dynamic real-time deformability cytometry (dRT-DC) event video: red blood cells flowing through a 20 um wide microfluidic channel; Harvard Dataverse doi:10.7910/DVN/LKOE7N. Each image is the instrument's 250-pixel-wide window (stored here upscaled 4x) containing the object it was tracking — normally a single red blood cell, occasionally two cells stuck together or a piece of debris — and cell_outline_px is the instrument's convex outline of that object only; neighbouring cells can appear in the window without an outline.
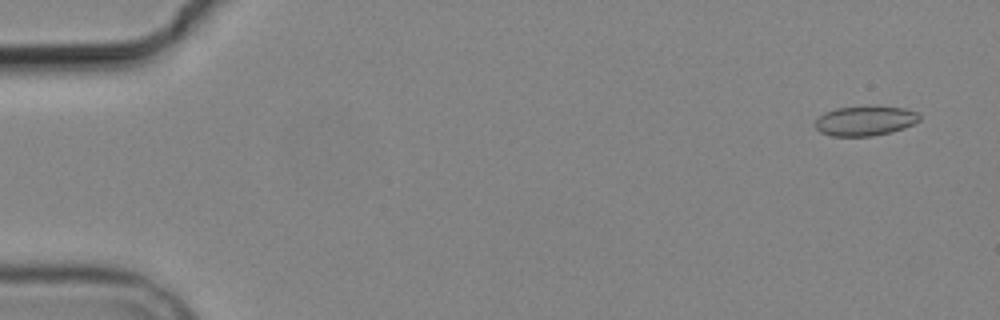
{"species": "common noctule bat (a hibernating species)", "species_latin": "Nyctalus noctula", "temperature_condition": "cold", "stored_images_in_passage": 7, "camera_frame_rate_fps": 3000, "um_per_image_px": 0.085, "animal": {"sex": "male", "body_mass_g": 19.2, "forearm_length_mm": 51.8}, "frame": {"image": 1, "passage_image": 1, "time_ms": 0.0, "image_size_px": [1000, 320], "cell_outline_px": [[920, 120], [904, 128], [892, 132], [872, 136], [832, 136], [820, 132], [816, 128], [816, 120], [824, 112], [836, 108], [868, 104], [872, 104], [904, 108], [916, 112], [920, 116]], "centroid_in_image_um": [73.54, 10.23], "position_along_channel_um": 11.5, "area_um2": 18.55}}
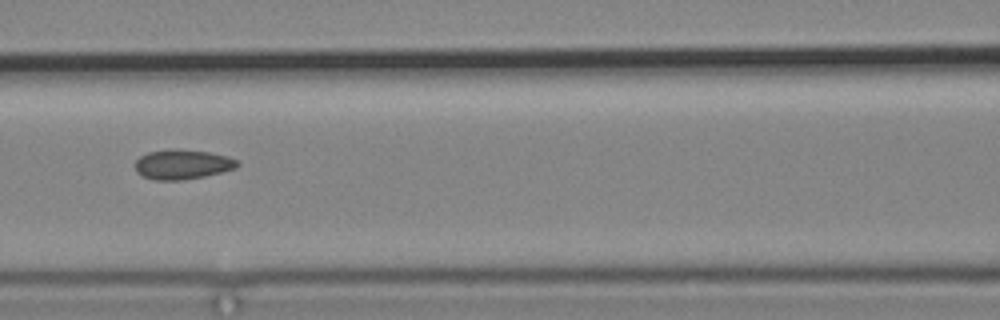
{"frame": {"image": 2, "passage_image": 5, "time_ms": 7.333, "image_size_px": [1000, 320], "cell_outline_px": [[240, 164], [236, 168], [204, 176], [180, 180], [156, 180], [140, 176], [136, 172], [136, 160], [140, 156], [148, 152], [168, 148], [176, 148], [208, 152], [228, 156], [236, 160]], "centroid_in_image_um": [15.47, 13.96], "position_along_channel_um": 151.1, "area_um2": 17.8}}
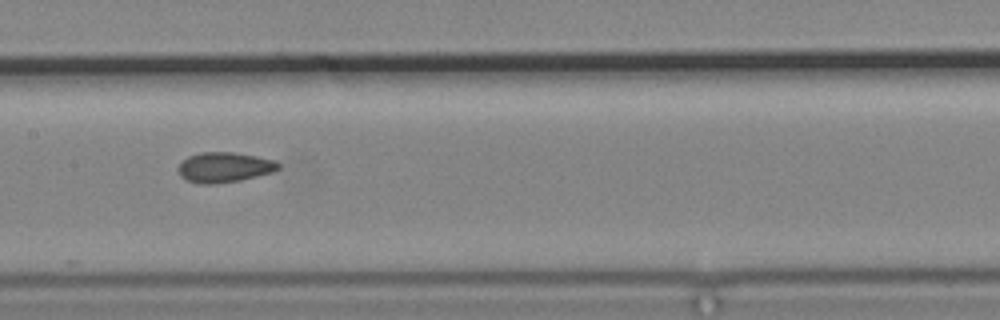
{"frame": {"image": 3, "passage_image": 6, "time_ms": 8.333, "image_size_px": [1000, 320], "cell_outline_px": [[280, 168], [272, 172], [240, 180], [212, 184], [200, 184], [188, 180], [180, 176], [176, 168], [188, 156], [200, 152], [232, 152], [256, 156], [276, 160], [280, 164]], "centroid_in_image_um": [19.06, 14.21], "position_along_channel_um": 188.3, "area_um2": 17.57}}